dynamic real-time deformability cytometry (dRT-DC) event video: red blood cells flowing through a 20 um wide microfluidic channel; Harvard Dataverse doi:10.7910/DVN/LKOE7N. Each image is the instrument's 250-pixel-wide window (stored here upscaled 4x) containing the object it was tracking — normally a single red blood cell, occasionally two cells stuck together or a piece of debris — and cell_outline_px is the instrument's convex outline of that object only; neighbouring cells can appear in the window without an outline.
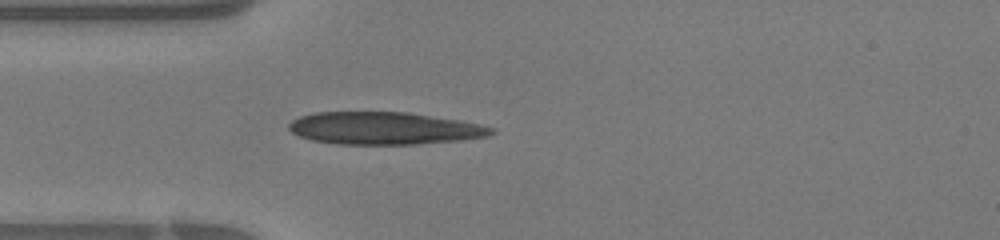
{"species": "human", "species_latin": "Homo sapiens", "temperature_condition": "warm", "stored_images_in_passage": 15, "camera_frame_rate_fps": 3000, "um_per_image_px": 0.085, "donor": {"sex": "female"}, "frame": {"image": 1, "passage_image": 5, "time_ms": 1.333, "image_size_px": [1000, 240], "cell_outline_px": [[496, 132], [488, 136], [464, 140], [416, 144], [336, 144], [312, 140], [300, 136], [292, 132], [288, 128], [288, 124], [292, 120], [300, 116], [312, 112], [408, 112], [460, 120], [480, 124], [496, 128]], "centroid_in_image_um": [32.69, 10.9], "position_along_channel_um": 52.3, "area_um2": 38.55}}
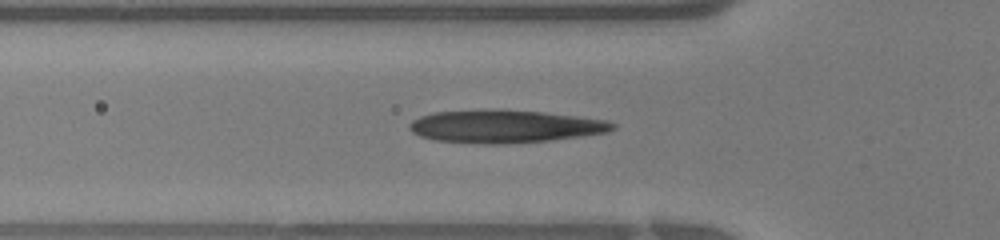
{"frame": {"image": 2, "passage_image": 7, "time_ms": 2.0, "image_size_px": [1000, 240], "cell_outline_px": [[616, 128], [608, 132], [552, 140], [504, 144], [484, 144], [436, 140], [420, 136], [412, 132], [408, 128], [408, 124], [412, 120], [420, 116], [432, 112], [544, 112], [580, 116], [608, 120], [616, 124]], "centroid_in_image_um": [42.97, 10.78], "position_along_channel_um": 82.8, "area_um2": 37.86}}